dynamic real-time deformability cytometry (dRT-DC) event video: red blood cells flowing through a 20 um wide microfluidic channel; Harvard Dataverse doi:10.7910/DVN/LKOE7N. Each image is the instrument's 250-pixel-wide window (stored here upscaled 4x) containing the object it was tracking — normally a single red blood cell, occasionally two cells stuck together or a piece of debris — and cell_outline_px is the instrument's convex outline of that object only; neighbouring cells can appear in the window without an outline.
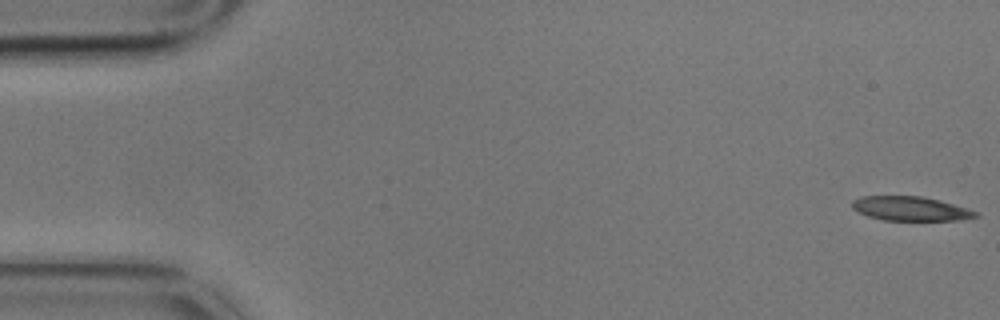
{"species": "common noctule bat (a hibernating species)", "species_latin": "Nyctalus noctula", "temperature_condition": "cold", "stored_images_in_passage": 5, "camera_frame_rate_fps": 3000, "um_per_image_px": 0.085, "animal": {"sex": "male", "body_mass_g": 17.9}, "frame": {"image": 1, "passage_image": 1, "time_ms": 0.0, "image_size_px": [1000, 320], "cell_outline_px": [[980, 216], [960, 220], [884, 220], [868, 216], [856, 212], [852, 208], [852, 200], [860, 196], [924, 196], [940, 200], [968, 208], [980, 212]], "centroid_in_image_um": [77.41, 17.73], "position_along_channel_um": 7.6, "area_um2": 17.69}}
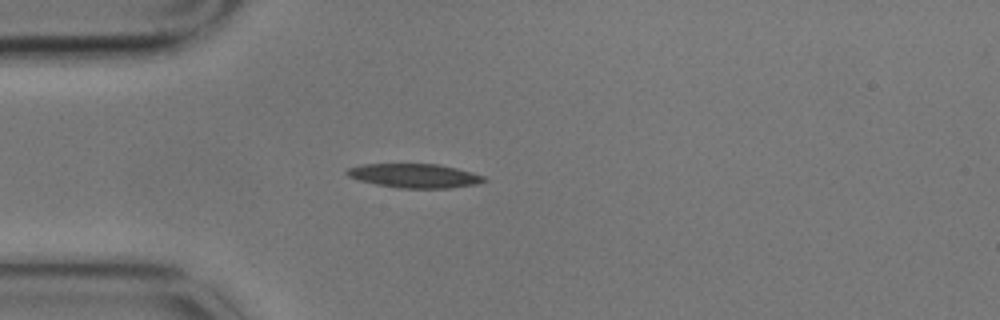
{"frame": {"image": 2, "passage_image": 5, "time_ms": 1.333, "image_size_px": [1000, 320], "cell_outline_px": [[488, 180], [476, 184], [448, 188], [400, 188], [376, 184], [360, 180], [348, 176], [344, 172], [348, 168], [360, 164], [440, 164], [472, 172], [484, 176]], "centroid_in_image_um": [35.23, 14.93], "position_along_channel_um": 49.8, "area_um2": 19.19}}